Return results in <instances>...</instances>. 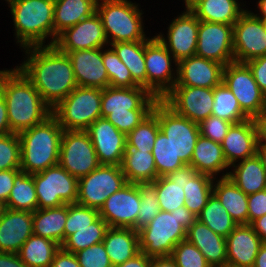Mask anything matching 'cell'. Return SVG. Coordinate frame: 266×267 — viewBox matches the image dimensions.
I'll use <instances>...</instances> for the list:
<instances>
[{
    "instance_id": "6da1fadb",
    "label": "cell",
    "mask_w": 266,
    "mask_h": 267,
    "mask_svg": "<svg viewBox=\"0 0 266 267\" xmlns=\"http://www.w3.org/2000/svg\"><path fill=\"white\" fill-rule=\"evenodd\" d=\"M24 49L27 60L17 67L53 109L78 86L70 58L54 45Z\"/></svg>"
},
{
    "instance_id": "7a4b0ae2",
    "label": "cell",
    "mask_w": 266,
    "mask_h": 267,
    "mask_svg": "<svg viewBox=\"0 0 266 267\" xmlns=\"http://www.w3.org/2000/svg\"><path fill=\"white\" fill-rule=\"evenodd\" d=\"M11 133L19 134L44 122L52 108L41 98L32 82L16 66L3 88Z\"/></svg>"
},
{
    "instance_id": "3957f363",
    "label": "cell",
    "mask_w": 266,
    "mask_h": 267,
    "mask_svg": "<svg viewBox=\"0 0 266 267\" xmlns=\"http://www.w3.org/2000/svg\"><path fill=\"white\" fill-rule=\"evenodd\" d=\"M158 100L142 86H108L102 90L101 117L127 135L152 113Z\"/></svg>"
},
{
    "instance_id": "277c9868",
    "label": "cell",
    "mask_w": 266,
    "mask_h": 267,
    "mask_svg": "<svg viewBox=\"0 0 266 267\" xmlns=\"http://www.w3.org/2000/svg\"><path fill=\"white\" fill-rule=\"evenodd\" d=\"M196 220L197 216L185 206L172 212L160 210L148 225L138 230L140 251L149 257L171 256Z\"/></svg>"
},
{
    "instance_id": "5b68a950",
    "label": "cell",
    "mask_w": 266,
    "mask_h": 267,
    "mask_svg": "<svg viewBox=\"0 0 266 267\" xmlns=\"http://www.w3.org/2000/svg\"><path fill=\"white\" fill-rule=\"evenodd\" d=\"M63 131L51 115L44 122L19 133L20 170L34 174L58 165Z\"/></svg>"
},
{
    "instance_id": "8992f818",
    "label": "cell",
    "mask_w": 266,
    "mask_h": 267,
    "mask_svg": "<svg viewBox=\"0 0 266 267\" xmlns=\"http://www.w3.org/2000/svg\"><path fill=\"white\" fill-rule=\"evenodd\" d=\"M16 43L24 48L54 45V0H9Z\"/></svg>"
},
{
    "instance_id": "52a82bcc",
    "label": "cell",
    "mask_w": 266,
    "mask_h": 267,
    "mask_svg": "<svg viewBox=\"0 0 266 267\" xmlns=\"http://www.w3.org/2000/svg\"><path fill=\"white\" fill-rule=\"evenodd\" d=\"M96 13L101 19L109 45L149 39L144 33L142 10L136 3L128 0H98Z\"/></svg>"
},
{
    "instance_id": "ba28073f",
    "label": "cell",
    "mask_w": 266,
    "mask_h": 267,
    "mask_svg": "<svg viewBox=\"0 0 266 267\" xmlns=\"http://www.w3.org/2000/svg\"><path fill=\"white\" fill-rule=\"evenodd\" d=\"M102 89L77 86L53 109L52 115L63 130L85 131L101 117Z\"/></svg>"
},
{
    "instance_id": "9c48e42d",
    "label": "cell",
    "mask_w": 266,
    "mask_h": 267,
    "mask_svg": "<svg viewBox=\"0 0 266 267\" xmlns=\"http://www.w3.org/2000/svg\"><path fill=\"white\" fill-rule=\"evenodd\" d=\"M152 112L158 117L160 131L172 143L173 153L185 165H190L194 147L200 136L198 123L178 115L162 100H158Z\"/></svg>"
},
{
    "instance_id": "30bf717a",
    "label": "cell",
    "mask_w": 266,
    "mask_h": 267,
    "mask_svg": "<svg viewBox=\"0 0 266 267\" xmlns=\"http://www.w3.org/2000/svg\"><path fill=\"white\" fill-rule=\"evenodd\" d=\"M33 181L38 200L37 209L59 207L77 202L78 179L59 164L34 173Z\"/></svg>"
},
{
    "instance_id": "8fae6325",
    "label": "cell",
    "mask_w": 266,
    "mask_h": 267,
    "mask_svg": "<svg viewBox=\"0 0 266 267\" xmlns=\"http://www.w3.org/2000/svg\"><path fill=\"white\" fill-rule=\"evenodd\" d=\"M127 184L121 166L101 164L78 179L77 204L100 210L105 200Z\"/></svg>"
},
{
    "instance_id": "7c38bea8",
    "label": "cell",
    "mask_w": 266,
    "mask_h": 267,
    "mask_svg": "<svg viewBox=\"0 0 266 267\" xmlns=\"http://www.w3.org/2000/svg\"><path fill=\"white\" fill-rule=\"evenodd\" d=\"M144 57L146 89L161 100L176 84L177 68L174 73L171 63L177 67L178 62L156 36L144 41Z\"/></svg>"
},
{
    "instance_id": "4fadbf2b",
    "label": "cell",
    "mask_w": 266,
    "mask_h": 267,
    "mask_svg": "<svg viewBox=\"0 0 266 267\" xmlns=\"http://www.w3.org/2000/svg\"><path fill=\"white\" fill-rule=\"evenodd\" d=\"M58 164L77 179L86 176L101 165L86 131H63Z\"/></svg>"
},
{
    "instance_id": "5bb4252c",
    "label": "cell",
    "mask_w": 266,
    "mask_h": 267,
    "mask_svg": "<svg viewBox=\"0 0 266 267\" xmlns=\"http://www.w3.org/2000/svg\"><path fill=\"white\" fill-rule=\"evenodd\" d=\"M222 82L232 91L249 118L256 119L266 108V95L245 63L233 62L224 66Z\"/></svg>"
},
{
    "instance_id": "9a60e30c",
    "label": "cell",
    "mask_w": 266,
    "mask_h": 267,
    "mask_svg": "<svg viewBox=\"0 0 266 267\" xmlns=\"http://www.w3.org/2000/svg\"><path fill=\"white\" fill-rule=\"evenodd\" d=\"M234 58L237 63L266 56V30L263 20L246 10L233 25Z\"/></svg>"
},
{
    "instance_id": "2e32d148",
    "label": "cell",
    "mask_w": 266,
    "mask_h": 267,
    "mask_svg": "<svg viewBox=\"0 0 266 267\" xmlns=\"http://www.w3.org/2000/svg\"><path fill=\"white\" fill-rule=\"evenodd\" d=\"M161 100L178 115L199 124L212 115L213 88L174 86Z\"/></svg>"
},
{
    "instance_id": "e0dca14e",
    "label": "cell",
    "mask_w": 266,
    "mask_h": 267,
    "mask_svg": "<svg viewBox=\"0 0 266 267\" xmlns=\"http://www.w3.org/2000/svg\"><path fill=\"white\" fill-rule=\"evenodd\" d=\"M195 55L224 66L235 62L233 25L199 21Z\"/></svg>"
},
{
    "instance_id": "ac0fdd59",
    "label": "cell",
    "mask_w": 266,
    "mask_h": 267,
    "mask_svg": "<svg viewBox=\"0 0 266 267\" xmlns=\"http://www.w3.org/2000/svg\"><path fill=\"white\" fill-rule=\"evenodd\" d=\"M141 206L138 184L127 183L119 191L110 195L100 208V217L109 227L132 228Z\"/></svg>"
},
{
    "instance_id": "d6986e66",
    "label": "cell",
    "mask_w": 266,
    "mask_h": 267,
    "mask_svg": "<svg viewBox=\"0 0 266 267\" xmlns=\"http://www.w3.org/2000/svg\"><path fill=\"white\" fill-rule=\"evenodd\" d=\"M108 41L99 15L95 12L57 36L54 46L65 54L107 46Z\"/></svg>"
},
{
    "instance_id": "ffe728a7",
    "label": "cell",
    "mask_w": 266,
    "mask_h": 267,
    "mask_svg": "<svg viewBox=\"0 0 266 267\" xmlns=\"http://www.w3.org/2000/svg\"><path fill=\"white\" fill-rule=\"evenodd\" d=\"M199 20L186 9L168 27L167 38L161 33L156 37L172 54L176 62L196 54ZM168 40V41H167Z\"/></svg>"
},
{
    "instance_id": "44dd1931",
    "label": "cell",
    "mask_w": 266,
    "mask_h": 267,
    "mask_svg": "<svg viewBox=\"0 0 266 267\" xmlns=\"http://www.w3.org/2000/svg\"><path fill=\"white\" fill-rule=\"evenodd\" d=\"M85 131L92 141L100 164L121 166L127 148L126 134L102 117Z\"/></svg>"
},
{
    "instance_id": "7402d4cb",
    "label": "cell",
    "mask_w": 266,
    "mask_h": 267,
    "mask_svg": "<svg viewBox=\"0 0 266 267\" xmlns=\"http://www.w3.org/2000/svg\"><path fill=\"white\" fill-rule=\"evenodd\" d=\"M224 65L199 56H191L177 63L174 86L214 88L222 83Z\"/></svg>"
},
{
    "instance_id": "603a6c76",
    "label": "cell",
    "mask_w": 266,
    "mask_h": 267,
    "mask_svg": "<svg viewBox=\"0 0 266 267\" xmlns=\"http://www.w3.org/2000/svg\"><path fill=\"white\" fill-rule=\"evenodd\" d=\"M258 141V129L255 119L249 118L232 124L221 143L228 165L231 166L240 160L256 155Z\"/></svg>"
},
{
    "instance_id": "cb8c5ba5",
    "label": "cell",
    "mask_w": 266,
    "mask_h": 267,
    "mask_svg": "<svg viewBox=\"0 0 266 267\" xmlns=\"http://www.w3.org/2000/svg\"><path fill=\"white\" fill-rule=\"evenodd\" d=\"M70 58L78 86L104 89L109 77L102 60V48L72 51Z\"/></svg>"
},
{
    "instance_id": "d4e9b609",
    "label": "cell",
    "mask_w": 266,
    "mask_h": 267,
    "mask_svg": "<svg viewBox=\"0 0 266 267\" xmlns=\"http://www.w3.org/2000/svg\"><path fill=\"white\" fill-rule=\"evenodd\" d=\"M32 234V212L4 207L0 215V252L18 253Z\"/></svg>"
},
{
    "instance_id": "484cf974",
    "label": "cell",
    "mask_w": 266,
    "mask_h": 267,
    "mask_svg": "<svg viewBox=\"0 0 266 267\" xmlns=\"http://www.w3.org/2000/svg\"><path fill=\"white\" fill-rule=\"evenodd\" d=\"M263 243L250 224L237 225L226 237L227 264L235 267H253Z\"/></svg>"
},
{
    "instance_id": "4316f807",
    "label": "cell",
    "mask_w": 266,
    "mask_h": 267,
    "mask_svg": "<svg viewBox=\"0 0 266 267\" xmlns=\"http://www.w3.org/2000/svg\"><path fill=\"white\" fill-rule=\"evenodd\" d=\"M197 171L191 165H185L175 170L168 176L158 177L151 184L156 188L157 200L160 210L172 212L176 208L184 206V186Z\"/></svg>"
},
{
    "instance_id": "83f0119b",
    "label": "cell",
    "mask_w": 266,
    "mask_h": 267,
    "mask_svg": "<svg viewBox=\"0 0 266 267\" xmlns=\"http://www.w3.org/2000/svg\"><path fill=\"white\" fill-rule=\"evenodd\" d=\"M186 239L199 249L211 267L227 265L226 238L213 232L198 219L187 230Z\"/></svg>"
},
{
    "instance_id": "f1b7e54d",
    "label": "cell",
    "mask_w": 266,
    "mask_h": 267,
    "mask_svg": "<svg viewBox=\"0 0 266 267\" xmlns=\"http://www.w3.org/2000/svg\"><path fill=\"white\" fill-rule=\"evenodd\" d=\"M103 244L113 267L123 264L140 252L138 231L132 228L109 227Z\"/></svg>"
},
{
    "instance_id": "f546056e",
    "label": "cell",
    "mask_w": 266,
    "mask_h": 267,
    "mask_svg": "<svg viewBox=\"0 0 266 267\" xmlns=\"http://www.w3.org/2000/svg\"><path fill=\"white\" fill-rule=\"evenodd\" d=\"M230 167H234L233 172L226 171L222 176H228L245 194L249 195L266 189V169L257 154Z\"/></svg>"
},
{
    "instance_id": "4dcf8cb0",
    "label": "cell",
    "mask_w": 266,
    "mask_h": 267,
    "mask_svg": "<svg viewBox=\"0 0 266 267\" xmlns=\"http://www.w3.org/2000/svg\"><path fill=\"white\" fill-rule=\"evenodd\" d=\"M190 165L200 174L216 178L222 170L230 166L225 160L222 145L203 136H199L194 147Z\"/></svg>"
},
{
    "instance_id": "1f68e13d",
    "label": "cell",
    "mask_w": 266,
    "mask_h": 267,
    "mask_svg": "<svg viewBox=\"0 0 266 267\" xmlns=\"http://www.w3.org/2000/svg\"><path fill=\"white\" fill-rule=\"evenodd\" d=\"M121 169L127 183H152L159 177L155 160L150 150L126 149Z\"/></svg>"
},
{
    "instance_id": "d6a6232c",
    "label": "cell",
    "mask_w": 266,
    "mask_h": 267,
    "mask_svg": "<svg viewBox=\"0 0 266 267\" xmlns=\"http://www.w3.org/2000/svg\"><path fill=\"white\" fill-rule=\"evenodd\" d=\"M98 0H54V42L65 29L96 12Z\"/></svg>"
},
{
    "instance_id": "836d02e7",
    "label": "cell",
    "mask_w": 266,
    "mask_h": 267,
    "mask_svg": "<svg viewBox=\"0 0 266 267\" xmlns=\"http://www.w3.org/2000/svg\"><path fill=\"white\" fill-rule=\"evenodd\" d=\"M238 0H198L189 10L199 21L234 25L246 11Z\"/></svg>"
},
{
    "instance_id": "e575fe53",
    "label": "cell",
    "mask_w": 266,
    "mask_h": 267,
    "mask_svg": "<svg viewBox=\"0 0 266 267\" xmlns=\"http://www.w3.org/2000/svg\"><path fill=\"white\" fill-rule=\"evenodd\" d=\"M213 183V193L238 224H248V195L240 190L227 176Z\"/></svg>"
},
{
    "instance_id": "d590c367",
    "label": "cell",
    "mask_w": 266,
    "mask_h": 267,
    "mask_svg": "<svg viewBox=\"0 0 266 267\" xmlns=\"http://www.w3.org/2000/svg\"><path fill=\"white\" fill-rule=\"evenodd\" d=\"M33 234L50 239L60 246L64 242L67 204L59 207L37 209L32 212Z\"/></svg>"
},
{
    "instance_id": "8d00e7d4",
    "label": "cell",
    "mask_w": 266,
    "mask_h": 267,
    "mask_svg": "<svg viewBox=\"0 0 266 267\" xmlns=\"http://www.w3.org/2000/svg\"><path fill=\"white\" fill-rule=\"evenodd\" d=\"M60 248L58 243L32 234L17 254L27 267H50Z\"/></svg>"
},
{
    "instance_id": "74e56055",
    "label": "cell",
    "mask_w": 266,
    "mask_h": 267,
    "mask_svg": "<svg viewBox=\"0 0 266 267\" xmlns=\"http://www.w3.org/2000/svg\"><path fill=\"white\" fill-rule=\"evenodd\" d=\"M119 59L127 66L132 79L146 89L144 41L117 42L110 44Z\"/></svg>"
},
{
    "instance_id": "f35d334b",
    "label": "cell",
    "mask_w": 266,
    "mask_h": 267,
    "mask_svg": "<svg viewBox=\"0 0 266 267\" xmlns=\"http://www.w3.org/2000/svg\"><path fill=\"white\" fill-rule=\"evenodd\" d=\"M37 206L33 174L20 171L14 178V186L4 207L11 210L34 212L37 210Z\"/></svg>"
},
{
    "instance_id": "ab89813d",
    "label": "cell",
    "mask_w": 266,
    "mask_h": 267,
    "mask_svg": "<svg viewBox=\"0 0 266 267\" xmlns=\"http://www.w3.org/2000/svg\"><path fill=\"white\" fill-rule=\"evenodd\" d=\"M197 219L224 238L238 225L214 193L209 197Z\"/></svg>"
},
{
    "instance_id": "60d3db41",
    "label": "cell",
    "mask_w": 266,
    "mask_h": 267,
    "mask_svg": "<svg viewBox=\"0 0 266 267\" xmlns=\"http://www.w3.org/2000/svg\"><path fill=\"white\" fill-rule=\"evenodd\" d=\"M214 178L206 174L196 173L184 186V206L195 216H198L209 197L213 193Z\"/></svg>"
},
{
    "instance_id": "b9f144b4",
    "label": "cell",
    "mask_w": 266,
    "mask_h": 267,
    "mask_svg": "<svg viewBox=\"0 0 266 267\" xmlns=\"http://www.w3.org/2000/svg\"><path fill=\"white\" fill-rule=\"evenodd\" d=\"M213 99V116L227 120L233 124L249 119L241 110L238 100L232 91L223 82L213 88Z\"/></svg>"
},
{
    "instance_id": "7bdbcfd3",
    "label": "cell",
    "mask_w": 266,
    "mask_h": 267,
    "mask_svg": "<svg viewBox=\"0 0 266 267\" xmlns=\"http://www.w3.org/2000/svg\"><path fill=\"white\" fill-rule=\"evenodd\" d=\"M109 228L105 220L99 217L93 227H83L68 236L61 244V248L70 253H76L91 247L94 244L103 242L107 229Z\"/></svg>"
},
{
    "instance_id": "ee69618b",
    "label": "cell",
    "mask_w": 266,
    "mask_h": 267,
    "mask_svg": "<svg viewBox=\"0 0 266 267\" xmlns=\"http://www.w3.org/2000/svg\"><path fill=\"white\" fill-rule=\"evenodd\" d=\"M152 154L159 177L168 176L175 170L185 166L181 159L173 153L172 143L162 131H159L156 136Z\"/></svg>"
},
{
    "instance_id": "f6af8a7d",
    "label": "cell",
    "mask_w": 266,
    "mask_h": 267,
    "mask_svg": "<svg viewBox=\"0 0 266 267\" xmlns=\"http://www.w3.org/2000/svg\"><path fill=\"white\" fill-rule=\"evenodd\" d=\"M159 131L158 117L152 112L133 131L126 135V149L152 151Z\"/></svg>"
},
{
    "instance_id": "bcb514c9",
    "label": "cell",
    "mask_w": 266,
    "mask_h": 267,
    "mask_svg": "<svg viewBox=\"0 0 266 267\" xmlns=\"http://www.w3.org/2000/svg\"><path fill=\"white\" fill-rule=\"evenodd\" d=\"M102 48V60L109 77V86L132 88L139 86L130 74L127 66L119 59L115 51ZM104 51V52H103Z\"/></svg>"
},
{
    "instance_id": "7dc6e473",
    "label": "cell",
    "mask_w": 266,
    "mask_h": 267,
    "mask_svg": "<svg viewBox=\"0 0 266 267\" xmlns=\"http://www.w3.org/2000/svg\"><path fill=\"white\" fill-rule=\"evenodd\" d=\"M100 217L99 210L77 203L67 204V220L64 229V240L83 227H93Z\"/></svg>"
},
{
    "instance_id": "c3c4849f",
    "label": "cell",
    "mask_w": 266,
    "mask_h": 267,
    "mask_svg": "<svg viewBox=\"0 0 266 267\" xmlns=\"http://www.w3.org/2000/svg\"><path fill=\"white\" fill-rule=\"evenodd\" d=\"M138 191L141 197V206L135 223L136 231L148 225L160 212L156 188L151 183L138 184Z\"/></svg>"
},
{
    "instance_id": "681fc988",
    "label": "cell",
    "mask_w": 266,
    "mask_h": 267,
    "mask_svg": "<svg viewBox=\"0 0 266 267\" xmlns=\"http://www.w3.org/2000/svg\"><path fill=\"white\" fill-rule=\"evenodd\" d=\"M20 138L16 133L0 135V170L20 169Z\"/></svg>"
},
{
    "instance_id": "f907efd6",
    "label": "cell",
    "mask_w": 266,
    "mask_h": 267,
    "mask_svg": "<svg viewBox=\"0 0 266 267\" xmlns=\"http://www.w3.org/2000/svg\"><path fill=\"white\" fill-rule=\"evenodd\" d=\"M171 257L177 267H211L199 249L187 239L174 247Z\"/></svg>"
},
{
    "instance_id": "816d5d0a",
    "label": "cell",
    "mask_w": 266,
    "mask_h": 267,
    "mask_svg": "<svg viewBox=\"0 0 266 267\" xmlns=\"http://www.w3.org/2000/svg\"><path fill=\"white\" fill-rule=\"evenodd\" d=\"M80 267H113L103 242L75 253Z\"/></svg>"
},
{
    "instance_id": "f5cc1de1",
    "label": "cell",
    "mask_w": 266,
    "mask_h": 267,
    "mask_svg": "<svg viewBox=\"0 0 266 267\" xmlns=\"http://www.w3.org/2000/svg\"><path fill=\"white\" fill-rule=\"evenodd\" d=\"M232 124L227 120L210 115L198 125L201 136L221 144Z\"/></svg>"
},
{
    "instance_id": "db71d44e",
    "label": "cell",
    "mask_w": 266,
    "mask_h": 267,
    "mask_svg": "<svg viewBox=\"0 0 266 267\" xmlns=\"http://www.w3.org/2000/svg\"><path fill=\"white\" fill-rule=\"evenodd\" d=\"M266 214V189L248 195V224Z\"/></svg>"
},
{
    "instance_id": "11a10c76",
    "label": "cell",
    "mask_w": 266,
    "mask_h": 267,
    "mask_svg": "<svg viewBox=\"0 0 266 267\" xmlns=\"http://www.w3.org/2000/svg\"><path fill=\"white\" fill-rule=\"evenodd\" d=\"M261 91L266 95V56L252 59L245 63Z\"/></svg>"
},
{
    "instance_id": "9f6ffc18",
    "label": "cell",
    "mask_w": 266,
    "mask_h": 267,
    "mask_svg": "<svg viewBox=\"0 0 266 267\" xmlns=\"http://www.w3.org/2000/svg\"><path fill=\"white\" fill-rule=\"evenodd\" d=\"M20 169L0 170V202L4 205L14 186V178Z\"/></svg>"
},
{
    "instance_id": "6f0895ef",
    "label": "cell",
    "mask_w": 266,
    "mask_h": 267,
    "mask_svg": "<svg viewBox=\"0 0 266 267\" xmlns=\"http://www.w3.org/2000/svg\"><path fill=\"white\" fill-rule=\"evenodd\" d=\"M50 267H80L74 253L67 252L60 248L52 260Z\"/></svg>"
},
{
    "instance_id": "680465c9",
    "label": "cell",
    "mask_w": 266,
    "mask_h": 267,
    "mask_svg": "<svg viewBox=\"0 0 266 267\" xmlns=\"http://www.w3.org/2000/svg\"><path fill=\"white\" fill-rule=\"evenodd\" d=\"M0 267H27L17 253L0 252Z\"/></svg>"
},
{
    "instance_id": "91938a15",
    "label": "cell",
    "mask_w": 266,
    "mask_h": 267,
    "mask_svg": "<svg viewBox=\"0 0 266 267\" xmlns=\"http://www.w3.org/2000/svg\"><path fill=\"white\" fill-rule=\"evenodd\" d=\"M151 263V257L144 254L140 251L133 258L127 260L123 264H120L116 267H149Z\"/></svg>"
},
{
    "instance_id": "94428289",
    "label": "cell",
    "mask_w": 266,
    "mask_h": 267,
    "mask_svg": "<svg viewBox=\"0 0 266 267\" xmlns=\"http://www.w3.org/2000/svg\"><path fill=\"white\" fill-rule=\"evenodd\" d=\"M8 133H11V130L8 122L7 105L2 97L0 98V135Z\"/></svg>"
},
{
    "instance_id": "6125c7cd",
    "label": "cell",
    "mask_w": 266,
    "mask_h": 267,
    "mask_svg": "<svg viewBox=\"0 0 266 267\" xmlns=\"http://www.w3.org/2000/svg\"><path fill=\"white\" fill-rule=\"evenodd\" d=\"M258 129V143H266V108L255 119Z\"/></svg>"
},
{
    "instance_id": "be15d7a7",
    "label": "cell",
    "mask_w": 266,
    "mask_h": 267,
    "mask_svg": "<svg viewBox=\"0 0 266 267\" xmlns=\"http://www.w3.org/2000/svg\"><path fill=\"white\" fill-rule=\"evenodd\" d=\"M254 231L260 236L263 242H266V214L257 218L250 224Z\"/></svg>"
},
{
    "instance_id": "e7e4bbea",
    "label": "cell",
    "mask_w": 266,
    "mask_h": 267,
    "mask_svg": "<svg viewBox=\"0 0 266 267\" xmlns=\"http://www.w3.org/2000/svg\"><path fill=\"white\" fill-rule=\"evenodd\" d=\"M149 267H177L175 260L171 256L151 257Z\"/></svg>"
},
{
    "instance_id": "03108f58",
    "label": "cell",
    "mask_w": 266,
    "mask_h": 267,
    "mask_svg": "<svg viewBox=\"0 0 266 267\" xmlns=\"http://www.w3.org/2000/svg\"><path fill=\"white\" fill-rule=\"evenodd\" d=\"M253 267H266V242L261 245Z\"/></svg>"
},
{
    "instance_id": "003e7915",
    "label": "cell",
    "mask_w": 266,
    "mask_h": 267,
    "mask_svg": "<svg viewBox=\"0 0 266 267\" xmlns=\"http://www.w3.org/2000/svg\"><path fill=\"white\" fill-rule=\"evenodd\" d=\"M257 156L260 158L262 165L266 169V143L257 144Z\"/></svg>"
},
{
    "instance_id": "a7ac6f4b",
    "label": "cell",
    "mask_w": 266,
    "mask_h": 267,
    "mask_svg": "<svg viewBox=\"0 0 266 267\" xmlns=\"http://www.w3.org/2000/svg\"><path fill=\"white\" fill-rule=\"evenodd\" d=\"M16 68L10 70H0V98L3 97V88L7 80V77L15 70Z\"/></svg>"
},
{
    "instance_id": "89a4df30",
    "label": "cell",
    "mask_w": 266,
    "mask_h": 267,
    "mask_svg": "<svg viewBox=\"0 0 266 267\" xmlns=\"http://www.w3.org/2000/svg\"><path fill=\"white\" fill-rule=\"evenodd\" d=\"M257 5L260 11V15H254L261 20H266V0H259Z\"/></svg>"
},
{
    "instance_id": "2644e50d",
    "label": "cell",
    "mask_w": 266,
    "mask_h": 267,
    "mask_svg": "<svg viewBox=\"0 0 266 267\" xmlns=\"http://www.w3.org/2000/svg\"><path fill=\"white\" fill-rule=\"evenodd\" d=\"M198 0H184L185 8L189 9L193 4H195Z\"/></svg>"
},
{
    "instance_id": "8c879c8a",
    "label": "cell",
    "mask_w": 266,
    "mask_h": 267,
    "mask_svg": "<svg viewBox=\"0 0 266 267\" xmlns=\"http://www.w3.org/2000/svg\"><path fill=\"white\" fill-rule=\"evenodd\" d=\"M3 209H4V205L0 202V215H1L2 211H3Z\"/></svg>"
},
{
    "instance_id": "753ad0ef",
    "label": "cell",
    "mask_w": 266,
    "mask_h": 267,
    "mask_svg": "<svg viewBox=\"0 0 266 267\" xmlns=\"http://www.w3.org/2000/svg\"><path fill=\"white\" fill-rule=\"evenodd\" d=\"M263 23H264V27H265V30H266V20H263Z\"/></svg>"
},
{
    "instance_id": "34e18365",
    "label": "cell",
    "mask_w": 266,
    "mask_h": 267,
    "mask_svg": "<svg viewBox=\"0 0 266 267\" xmlns=\"http://www.w3.org/2000/svg\"><path fill=\"white\" fill-rule=\"evenodd\" d=\"M224 267H235V266H231V265H228V264H227V265H225Z\"/></svg>"
}]
</instances>
